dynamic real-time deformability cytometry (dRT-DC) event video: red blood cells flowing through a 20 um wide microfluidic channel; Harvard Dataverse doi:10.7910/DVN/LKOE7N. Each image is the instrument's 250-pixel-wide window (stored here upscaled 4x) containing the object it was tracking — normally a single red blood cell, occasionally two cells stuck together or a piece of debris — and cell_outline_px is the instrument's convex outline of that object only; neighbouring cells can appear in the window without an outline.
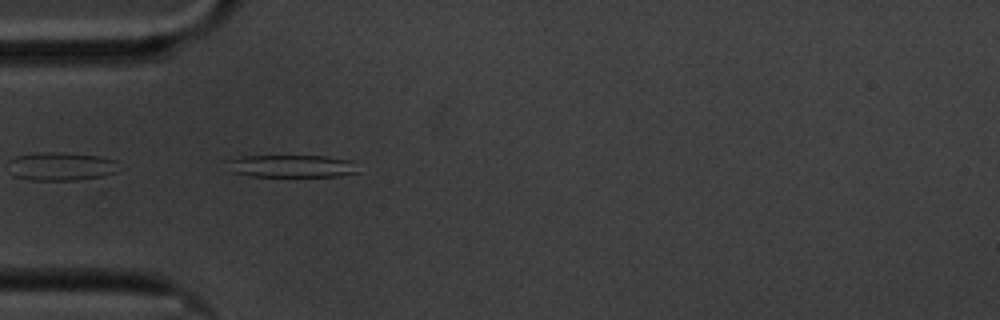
{"species": "common noctule bat (a hibernating species)", "species_latin": "Nyctalus noctula", "temperature_condition": "cold", "stored_images_in_passage": 39, "camera_frame_rate_fps": 3000, "um_per_image_px": 0.085, "animal": {"sex": "male", "body_mass_g": 20.1, "forearm_length_mm": 53.5}, "frame": {"image": 1, "passage_image": 2, "time_ms": 0.333, "image_size_px": [1000, 320], "cell_outline_px": [[360, 172], [340, 176], [252, 176], [232, 172], [224, 160], [244, 156], [328, 156], [348, 160]], "centroid_in_image_um": [24.74, 14.12], "position_along_channel_um": 60.3, "area_um2": 17.05}}
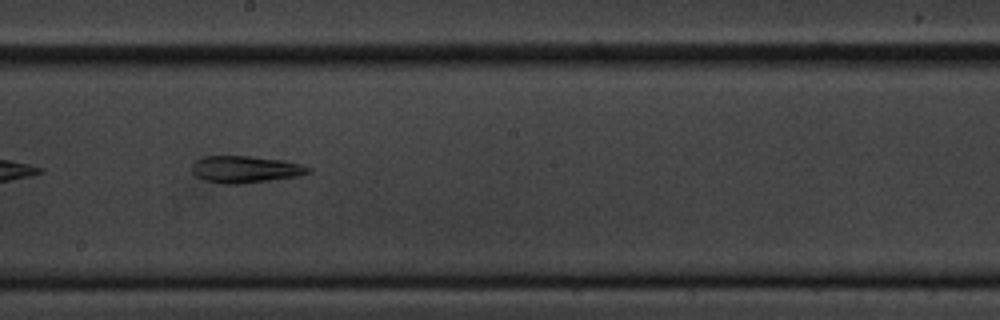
{"frame": {"image": 2, "passage_image": 17, "time_ms": 5.333, "image_size_px": [1000, 320], "cell_outline_px": [[312, 172], [296, 176], [240, 184], [220, 184], [204, 180], [196, 176], [192, 172], [192, 164], [196, 160], [204, 156], [248, 156], [284, 160], [300, 164], [312, 168]], "centroid_in_image_um": [20.83, 14.39], "position_along_channel_um": 227.4, "area_um2": 18.26}}
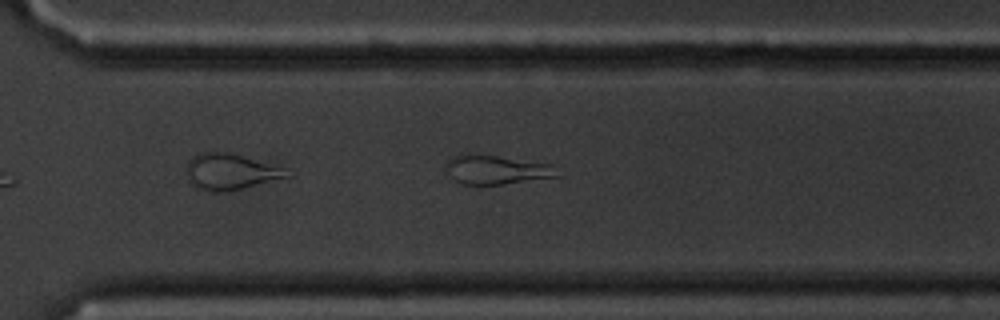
{"frame": {"image": 3, "passage_image": 26, "time_ms": 8.333, "image_size_px": [1000, 320], "cell_outline_px": [[564, 176], [500, 184], [464, 184], [456, 180], [452, 176], [448, 164], [448, 160], [452, 156], [496, 156], [552, 164]], "centroid_in_image_um": [42.37, 14.45], "position_along_channel_um": 328.2, "area_um2": 18.03}, "authors_computed_cell_mechanics": {"area_um2": 17.918, "velocity_mm_per_s": 3.3799, "shape_relaxation_time_tau1_ms": null, "shape_relaxation_time_tau2_ms": 3.6024, "deformation_change_tau1": null, "deformation_change_tau2": 0.1369}}